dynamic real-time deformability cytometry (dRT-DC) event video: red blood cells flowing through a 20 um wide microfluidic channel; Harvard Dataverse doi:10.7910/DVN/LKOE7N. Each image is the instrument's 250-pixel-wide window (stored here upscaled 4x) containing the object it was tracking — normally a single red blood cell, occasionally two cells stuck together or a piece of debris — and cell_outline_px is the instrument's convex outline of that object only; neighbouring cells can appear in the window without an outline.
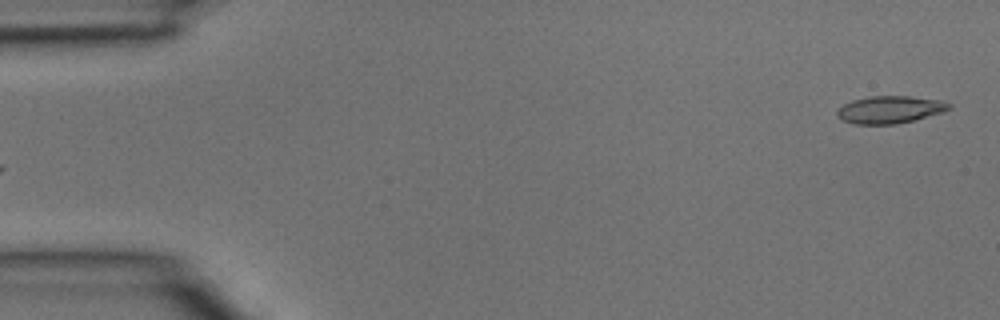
{"species": "common noctule bat (a hibernating species)", "species_latin": "Nyctalus noctula", "temperature_condition": "room temperature", "stored_images_in_passage": 3, "segment_of_instrument_passage": [2, 2], "camera_frame_rate_fps": 3000, "um_per_image_px": 0.085, "animal": {"sex": "male", "body_mass_g": 15.6}, "frame": {"image": 1, "passage_image": 3, "time_ms": 0.667, "image_size_px": [1000, 320], "cell_outline_px": [[952, 108], [940, 112], [912, 120], [896, 124], [852, 124], [844, 120], [836, 112], [844, 104], [852, 100], [872, 96], [908, 96], [944, 100], [952, 104]], "centroid_in_image_um": [75.67, 9.3], "position_along_channel_um": 9.3, "area_um2": 17.63}}